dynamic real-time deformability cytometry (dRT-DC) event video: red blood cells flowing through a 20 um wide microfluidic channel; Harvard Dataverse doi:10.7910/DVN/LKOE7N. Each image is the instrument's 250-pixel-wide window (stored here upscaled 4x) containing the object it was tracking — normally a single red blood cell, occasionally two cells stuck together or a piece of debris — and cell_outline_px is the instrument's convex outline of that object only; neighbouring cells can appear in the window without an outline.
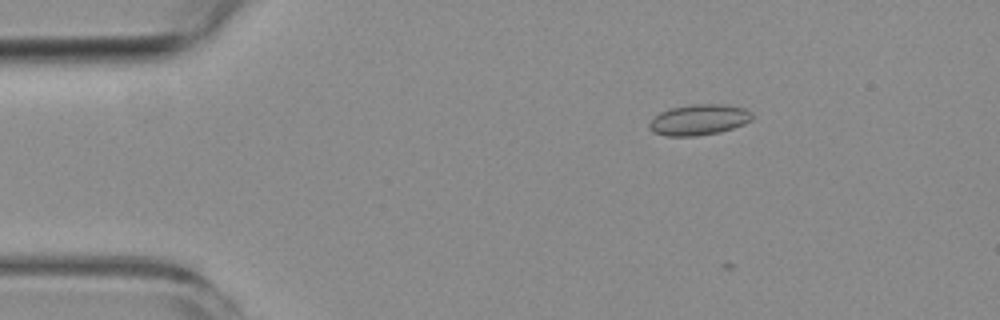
{"species": "common noctule bat (a hibernating species)", "species_latin": "Nyctalus noctula", "temperature_condition": "room temperature", "stored_images_in_passage": 5, "camera_frame_rate_fps": 3000, "um_per_image_px": 0.085, "animal": {"sex": "female", "body_mass_g": 19.3, "forearm_length_mm": 54.1}, "frame": {"image": 1, "passage_image": 3, "time_ms": 2.333, "image_size_px": [1000, 320], "cell_outline_px": [[752, 120], [744, 124], [720, 132], [696, 136], [664, 136], [652, 132], [648, 128], [648, 124], [652, 116], [660, 112], [672, 108], [692, 104], [724, 104], [744, 108], [752, 112]], "centroid_in_image_um": [59.37, 10.18], "position_along_channel_um": 25.6, "area_um2": 18.67}}
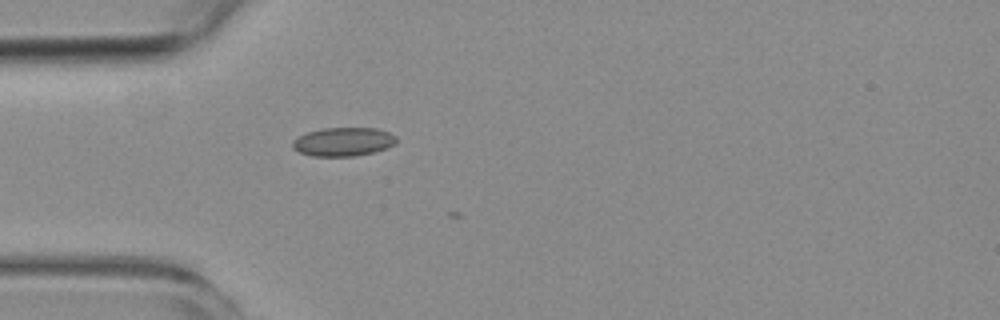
{"frame": {"image": 2, "passage_image": 5, "time_ms": 4.667, "image_size_px": [1000, 320], "cell_outline_px": [[396, 144], [388, 148], [372, 152], [352, 156], [312, 156], [300, 152], [292, 148], [292, 140], [308, 132], [324, 128], [376, 128], [388, 132], [396, 136]], "centroid_in_image_um": [29.19, 12.05], "position_along_channel_um": 55.8, "area_um2": 17.28}}